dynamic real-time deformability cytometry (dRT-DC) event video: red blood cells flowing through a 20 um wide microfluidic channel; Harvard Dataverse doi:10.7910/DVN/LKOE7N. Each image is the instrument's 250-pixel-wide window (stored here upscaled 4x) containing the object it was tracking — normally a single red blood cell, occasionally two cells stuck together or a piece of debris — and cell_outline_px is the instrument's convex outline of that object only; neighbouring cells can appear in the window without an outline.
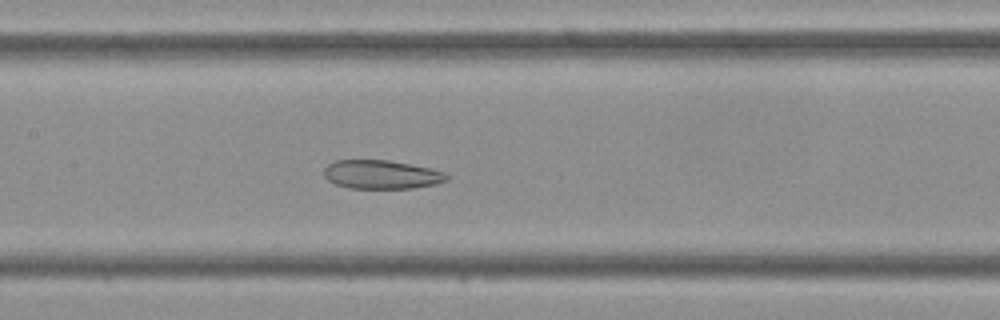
{"species": "Egyptian fruit bat (a non-hibernating species)", "species_latin": "Rousettus aegyptiacus", "temperature_condition": "cold", "stored_images_in_passage": 45, "camera_frame_rate_fps": 3000, "um_per_image_px": 0.085, "frame": {"image": 1, "passage_image": 21, "time_ms": 6.667, "image_size_px": [1000, 320], "cell_outline_px": [[448, 180], [436, 184], [412, 188], [348, 188], [336, 184], [328, 180], [324, 176], [324, 168], [328, 164], [336, 160], [388, 160], [432, 168], [448, 172]], "centroid_in_image_um": [32.46, 14.83], "position_along_channel_um": 174.9, "area_um2": 20.69}}
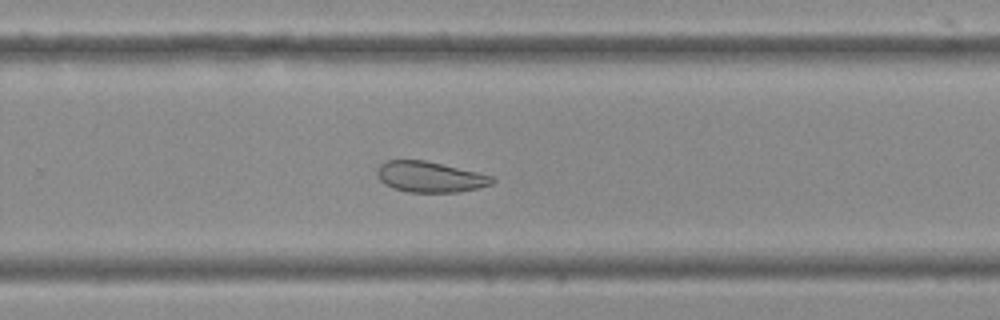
{"frame": {"image": 2, "passage_image": 29, "time_ms": 9.333, "image_size_px": [1000, 320], "cell_outline_px": [[496, 180], [492, 184], [480, 188], [456, 192], [408, 192], [392, 188], [384, 184], [380, 180], [376, 172], [376, 168], [380, 164], [388, 160], [424, 160], [476, 172], [492, 176]], "centroid_in_image_um": [36.52, 15.04], "position_along_channel_um": 293.3, "area_um2": 20.58}}
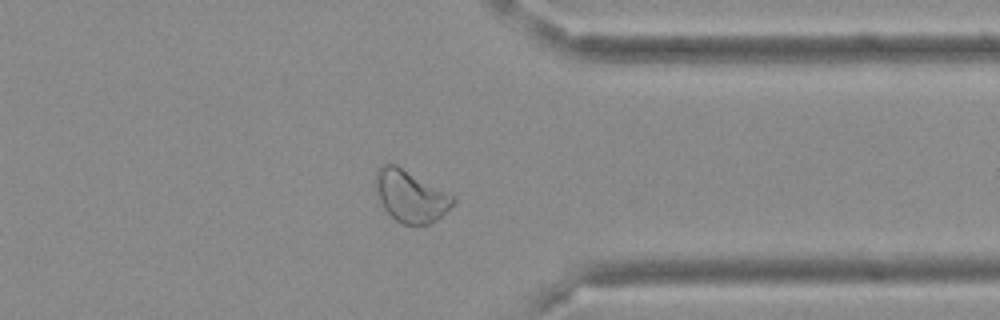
{"frame": {"image": 3, "passage_image": 35, "time_ms": 11.333, "image_size_px": [1000, 320], "cell_outline_px": [[456, 200], [432, 224], [416, 228], [404, 224], [396, 220], [384, 208], [376, 192], [376, 172], [384, 164], [396, 164], [456, 196]], "centroid_in_image_um": [34.93, 16.7], "position_along_channel_um": 376.5, "area_um2": 23.47}}